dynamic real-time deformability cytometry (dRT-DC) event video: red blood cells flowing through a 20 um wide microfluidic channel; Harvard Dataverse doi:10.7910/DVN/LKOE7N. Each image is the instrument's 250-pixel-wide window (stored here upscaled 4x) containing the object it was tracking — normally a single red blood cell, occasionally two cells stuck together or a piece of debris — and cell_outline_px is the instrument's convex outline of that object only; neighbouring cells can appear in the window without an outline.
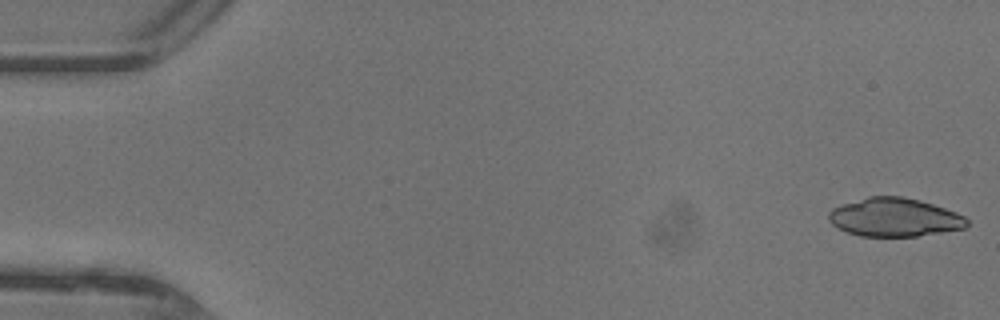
{"species": "common noctule bat (a hibernating species)", "species_latin": "Nyctalus noctula", "temperature_condition": "warm", "stored_images_in_passage": 20, "camera_frame_rate_fps": 3000, "um_per_image_px": 0.085, "animal": {"sex": "female"}, "frame": {"image": 1, "passage_image": 1, "time_ms": 0.0, "image_size_px": [1000, 320], "cell_outline_px": [[968, 224], [964, 228], [916, 236], [860, 236], [848, 232], [832, 224], [828, 220], [828, 212], [832, 208], [868, 196], [904, 196], [920, 200], [956, 212], [964, 216], [968, 220]], "centroid_in_image_um": [76.02, 18.46], "position_along_channel_um": 9.0, "area_um2": 30.81}}